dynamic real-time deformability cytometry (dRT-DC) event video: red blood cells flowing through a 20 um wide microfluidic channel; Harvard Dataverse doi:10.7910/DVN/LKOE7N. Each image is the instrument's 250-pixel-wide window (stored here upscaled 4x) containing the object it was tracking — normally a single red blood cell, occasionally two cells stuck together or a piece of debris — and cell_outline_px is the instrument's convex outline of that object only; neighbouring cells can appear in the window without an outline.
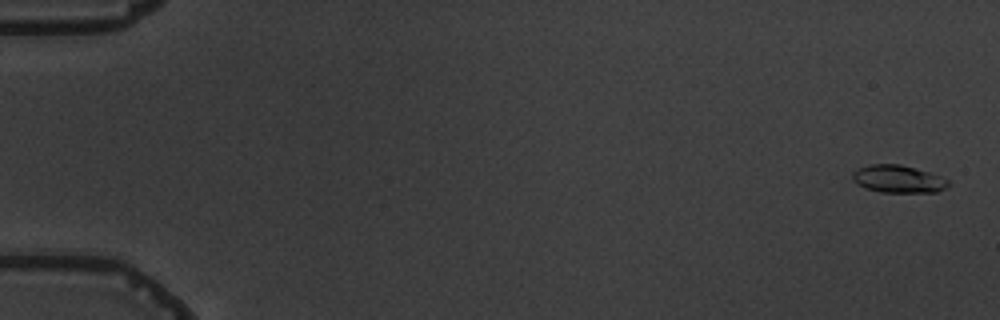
{"species": "common noctule bat (a hibernating species)", "species_latin": "Nyctalus noctula", "temperature_condition": "warm", "stored_images_in_passage": 5, "camera_frame_rate_fps": 3000, "um_per_image_px": 0.085, "animal": {"sex": "male", "body_mass_g": 19.5, "forearm_length_mm": 54.6}, "frame": {"image": 1, "passage_image": 1, "time_ms": 0.0, "image_size_px": [1000, 320], "cell_outline_px": [[948, 184], [944, 188], [936, 192], [880, 192], [864, 188], [856, 184], [852, 180], [852, 172], [868, 164], [900, 164], [928, 172], [940, 176], [948, 180]], "centroid_in_image_um": [76.28, 15.21], "position_along_channel_um": 8.7, "area_um2": 15.32}}
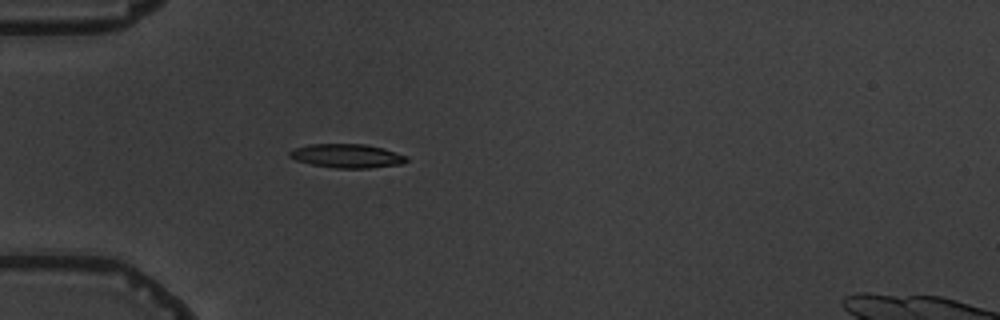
{"frame": {"image": 2, "passage_image": 5, "time_ms": 5.333, "image_size_px": [1000, 320], "cell_outline_px": [[408, 160], [400, 164], [368, 168], [336, 168], [312, 164], [296, 160], [288, 156], [288, 152], [296, 148], [308, 144], [364, 144], [384, 148], [408, 156]], "centroid_in_image_um": [29.5, 13.24], "position_along_channel_um": 55.5, "area_um2": 16.18}}